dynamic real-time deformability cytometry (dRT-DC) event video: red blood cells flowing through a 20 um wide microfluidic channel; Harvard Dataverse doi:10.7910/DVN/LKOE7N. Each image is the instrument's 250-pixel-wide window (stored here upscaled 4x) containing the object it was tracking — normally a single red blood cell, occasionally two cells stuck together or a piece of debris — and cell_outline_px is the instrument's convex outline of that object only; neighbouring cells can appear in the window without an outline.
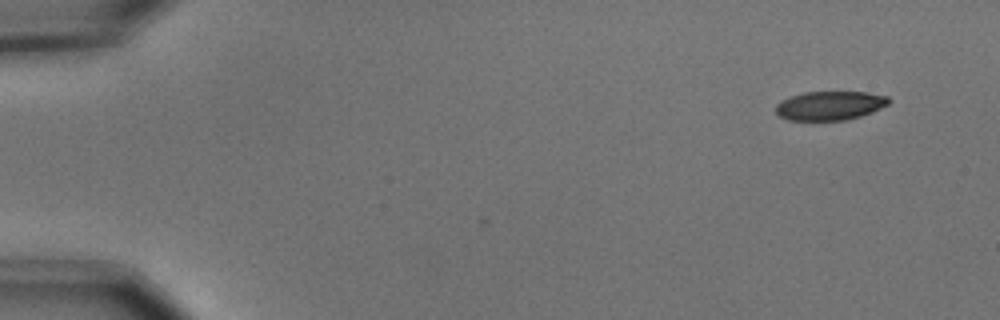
{"species": "common noctule bat (a hibernating species)", "species_latin": "Nyctalus noctula", "temperature_condition": "cold", "stored_images_in_passage": 5, "camera_frame_rate_fps": 3000, "um_per_image_px": 0.085, "animal": {"sex": "male", "body_mass_g": 15.6}, "frame": {"image": 1, "passage_image": 1, "time_ms": 0.0, "image_size_px": [1000, 320], "cell_outline_px": [[892, 100], [888, 104], [872, 112], [860, 116], [844, 120], [788, 120], [780, 116], [776, 112], [776, 104], [780, 100], [804, 92], [868, 92], [888, 96]], "centroid_in_image_um": [70.55, 8.97], "position_along_channel_um": 14.4, "area_um2": 19.07}}